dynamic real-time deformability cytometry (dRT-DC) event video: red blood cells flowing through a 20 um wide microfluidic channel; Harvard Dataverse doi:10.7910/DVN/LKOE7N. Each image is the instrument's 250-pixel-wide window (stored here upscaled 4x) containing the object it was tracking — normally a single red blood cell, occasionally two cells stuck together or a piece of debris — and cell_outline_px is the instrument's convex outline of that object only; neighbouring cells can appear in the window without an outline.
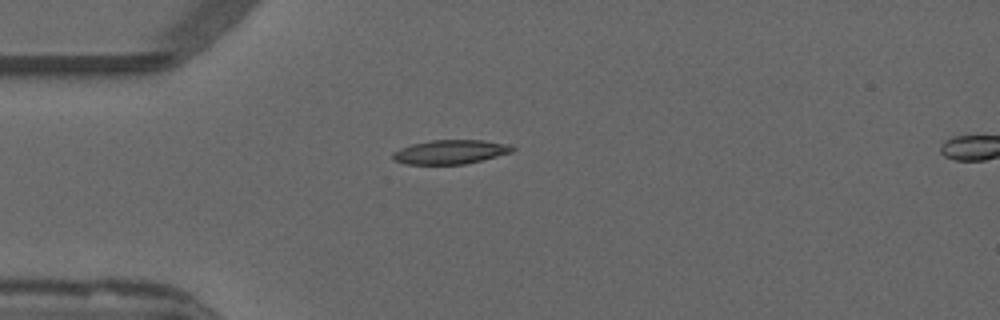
{"species": "common noctule bat (a hibernating species)", "species_latin": "Nyctalus noctula", "temperature_condition": "warm", "stored_images_in_passage": 40, "camera_frame_rate_fps": 3000, "um_per_image_px": 0.085, "animal": {"sex": "male", "forearm_length_mm": 52.5}, "frame": {"image": 1, "passage_image": 1, "time_ms": 0.0, "image_size_px": [1000, 320], "cell_outline_px": [[516, 148], [512, 152], [464, 164], [404, 164], [392, 160], [392, 152], [400, 148], [412, 144], [432, 140], [484, 140], [512, 144]], "centroid_in_image_um": [38.27, 12.91], "position_along_channel_um": 46.7, "area_um2": 16.88}}
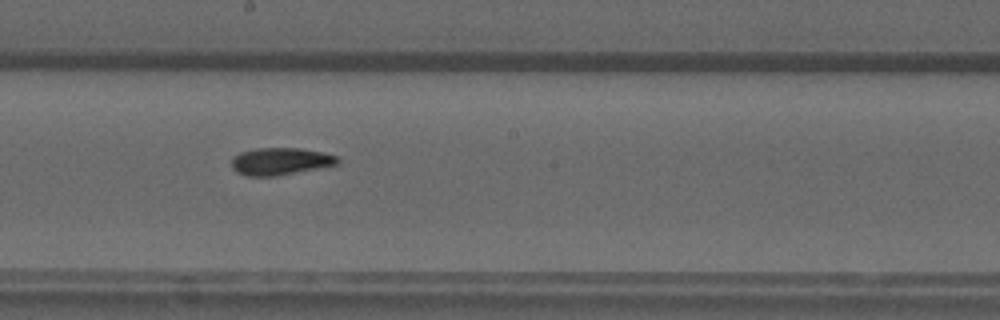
{"frame": {"image": 2, "passage_image": 16, "time_ms": 5.0, "image_size_px": [1000, 320], "cell_outline_px": [[340, 164], [276, 176], [244, 176], [236, 172], [232, 168], [232, 156], [240, 152], [256, 148], [300, 148], [324, 152], [340, 156]], "centroid_in_image_um": [23.85, 13.71], "position_along_channel_um": 224.3, "area_um2": 17.17}}
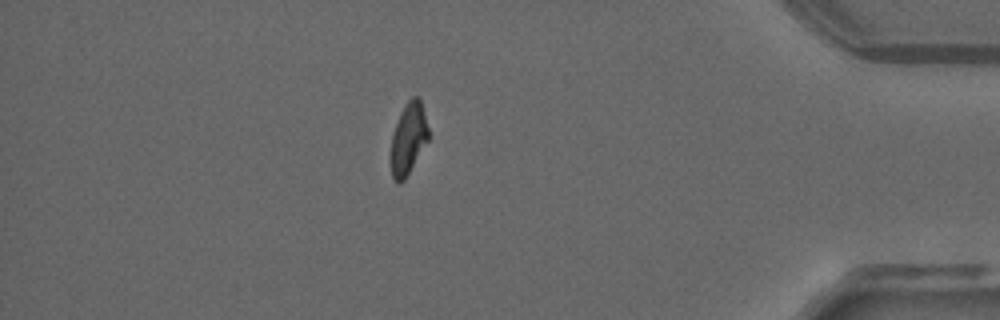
{"frame": {"image": 3, "passage_image": 33, "time_ms": 10.667, "image_size_px": [1000, 320], "cell_outline_px": [[428, 140], [404, 180], [400, 184], [392, 176], [392, 132], [400, 112], [408, 100], [412, 96], [420, 96], [428, 128]], "centroid_in_image_um": [34.72, 11.72], "position_along_channel_um": 400.5, "area_um2": 15.37}, "authors_computed_cell_mechanics": {"area_um2": 16.7331, "velocity_mm_per_s": 3.855, "shape_relaxation_time_tau1_ms": 7.2274, "shape_relaxation_time_tau2_ms": 3.8761, "deformation_change_tau1": 0.2195, "deformation_change_tau2": 0.0991}}